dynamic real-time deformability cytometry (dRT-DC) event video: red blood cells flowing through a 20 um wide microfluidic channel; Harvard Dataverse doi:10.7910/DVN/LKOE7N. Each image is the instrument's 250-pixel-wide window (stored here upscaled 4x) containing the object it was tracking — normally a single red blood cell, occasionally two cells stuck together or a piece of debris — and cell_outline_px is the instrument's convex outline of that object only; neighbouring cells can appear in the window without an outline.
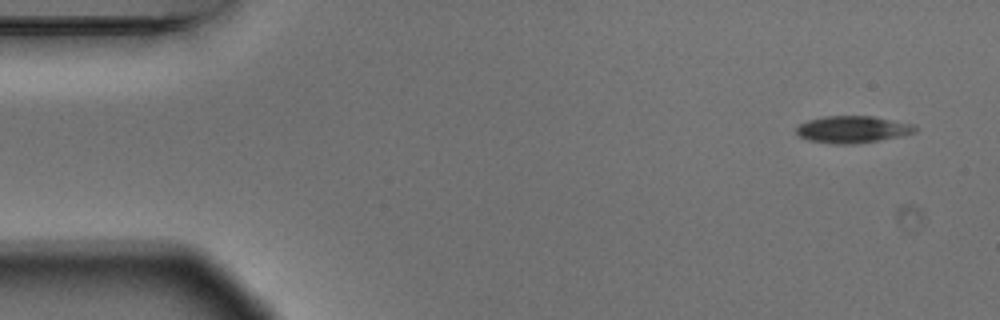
{"species": "Egyptian fruit bat (a non-hibernating species)", "species_latin": "Rousettus aegyptiacus", "temperature_condition": "warm", "stored_images_in_passage": 5, "camera_frame_rate_fps": 3000, "um_per_image_px": 0.085, "animal": {"sex": "male"}, "frame": {"image": 1, "passage_image": 1, "time_ms": 0.0, "image_size_px": [1000, 320], "cell_outline_px": [[920, 128], [916, 132], [904, 136], [880, 140], [852, 144], [832, 144], [808, 140], [800, 136], [796, 132], [796, 128], [800, 124], [808, 120], [824, 116], [872, 116], [916, 124]], "centroid_in_image_um": [72.54, 11.0], "position_along_channel_um": 12.5, "area_um2": 18.96}}
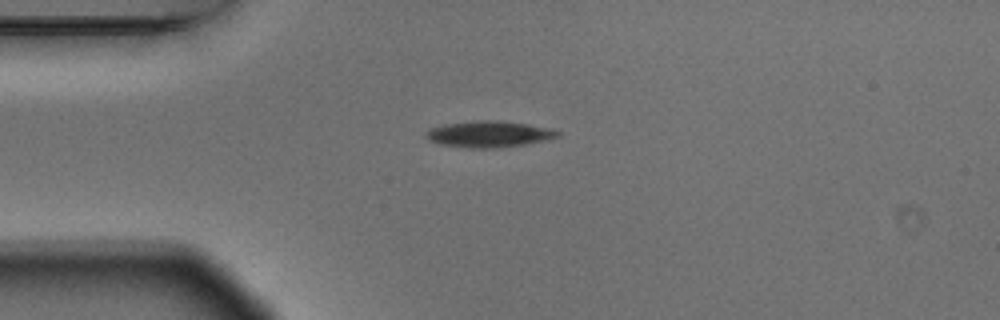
{"frame": {"image": 2, "passage_image": 4, "time_ms": 1.0, "image_size_px": [1000, 320], "cell_outline_px": [[560, 136], [544, 140], [524, 144], [496, 148], [468, 148], [440, 144], [428, 140], [424, 136], [424, 132], [428, 128], [444, 124], [476, 120], [500, 120], [528, 124], [552, 128], [560, 132]], "centroid_in_image_um": [41.52, 11.39], "position_along_channel_um": 43.5, "area_um2": 20.4}}
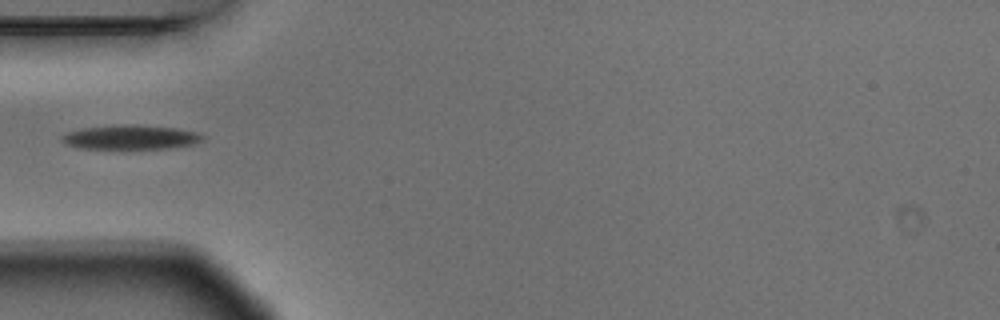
{"frame": {"image": 3, "passage_image": 5, "time_ms": 1.333, "image_size_px": [1000, 320], "cell_outline_px": [[204, 140], [196, 144], [168, 148], [80, 148], [64, 144], [60, 140], [60, 136], [64, 132], [80, 128], [124, 124], [136, 124], [176, 128], [196, 132], [204, 136]], "centroid_in_image_um": [11.06, 11.65], "position_along_channel_um": 73.9, "area_um2": 20.17}}